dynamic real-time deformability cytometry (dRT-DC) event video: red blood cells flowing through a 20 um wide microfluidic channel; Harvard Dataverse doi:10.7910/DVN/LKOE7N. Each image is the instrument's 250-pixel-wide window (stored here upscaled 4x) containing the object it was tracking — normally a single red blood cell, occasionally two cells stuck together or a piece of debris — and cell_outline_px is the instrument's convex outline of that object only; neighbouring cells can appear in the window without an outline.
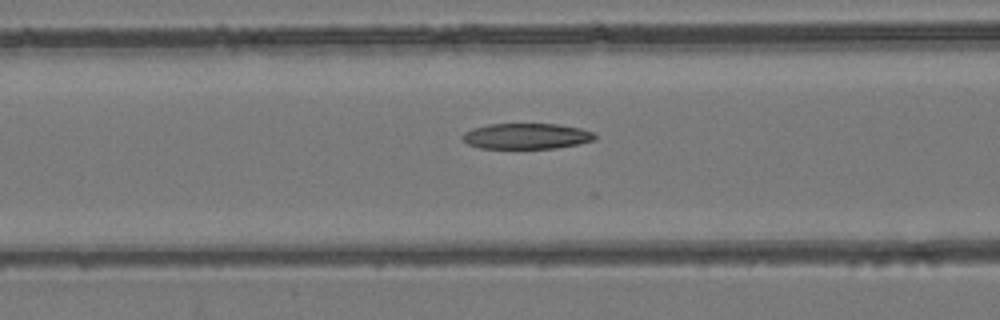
{"species": "common noctule bat (a hibernating species)", "species_latin": "Nyctalus noctula", "temperature_condition": "room temperature", "stored_images_in_passage": 29, "camera_frame_rate_fps": 3000, "um_per_image_px": 0.085, "animal": {"sex": "female", "body_mass_g": 24.6, "forearm_length_mm": 56.2}, "frame": {"image": 1, "passage_image": 5, "time_ms": 1.333, "image_size_px": [1000, 320], "cell_outline_px": [[596, 140], [556, 148], [480, 148], [468, 144], [460, 136], [464, 132], [472, 128], [488, 124], [556, 124], [580, 128], [592, 132], [596, 136]], "centroid_in_image_um": [44.72, 11.57], "position_along_channel_um": 121.9, "area_um2": 19.77}}
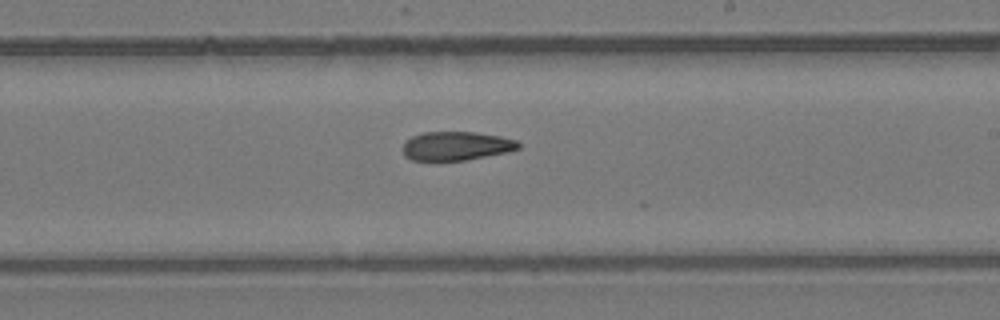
{"frame": {"image": 2, "passage_image": 14, "time_ms": 4.333, "image_size_px": [1000, 320], "cell_outline_px": [[520, 148], [508, 152], [464, 160], [412, 160], [404, 156], [404, 140], [412, 136], [424, 132], [476, 132], [500, 136], [516, 140], [520, 144]], "centroid_in_image_um": [38.78, 12.4], "position_along_channel_um": 250.2, "area_um2": 19.36}}
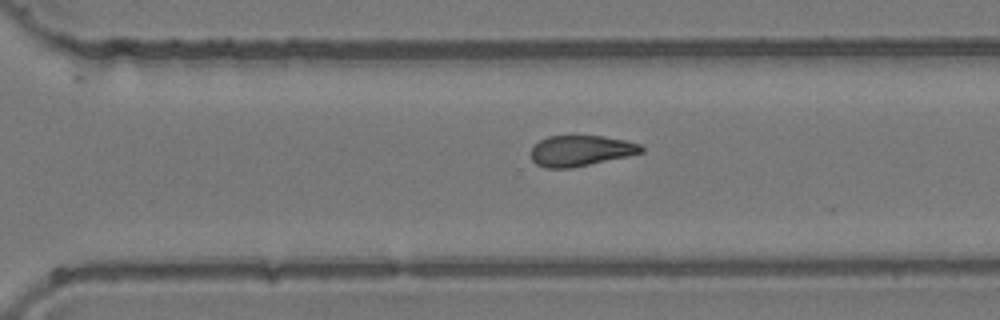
{"frame": {"image": 3, "passage_image": 19, "time_ms": 6.0, "image_size_px": [1000, 320], "cell_outline_px": [[644, 152], [628, 156], [572, 168], [544, 168], [536, 164], [532, 160], [532, 144], [548, 136], [604, 136], [624, 140], [640, 144], [644, 148]], "centroid_in_image_um": [49.35, 12.81], "position_along_channel_um": 321.2, "area_um2": 19.83}}